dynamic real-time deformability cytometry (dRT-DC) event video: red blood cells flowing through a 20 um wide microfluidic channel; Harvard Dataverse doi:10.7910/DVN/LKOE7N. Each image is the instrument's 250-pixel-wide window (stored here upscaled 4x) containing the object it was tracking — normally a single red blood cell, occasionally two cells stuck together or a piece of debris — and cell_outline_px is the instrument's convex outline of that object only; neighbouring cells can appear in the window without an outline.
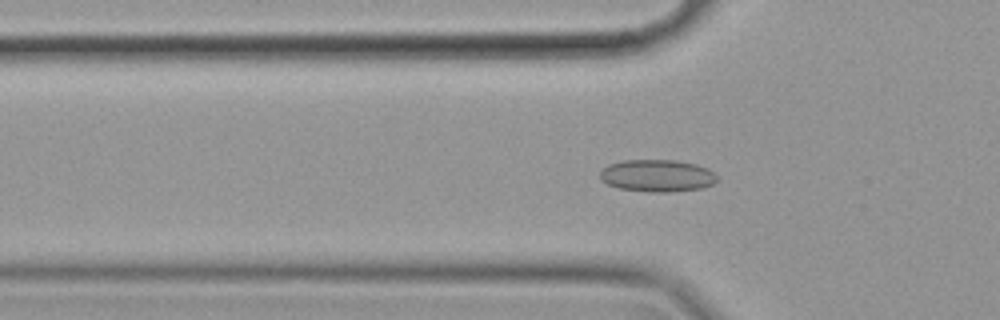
{"species": "common noctule bat (a hibernating species)", "species_latin": "Nyctalus noctula", "temperature_condition": "cold", "stored_images_in_passage": 57, "camera_frame_rate_fps": 3000, "um_per_image_px": 0.085, "animal": {"sex": "female", "body_mass_g": 19.9}, "frame": {"image": 1, "passage_image": 18, "time_ms": 5.667, "image_size_px": [1000, 320], "cell_outline_px": [[716, 180], [712, 184], [700, 188], [668, 192], [648, 192], [620, 188], [608, 184], [600, 180], [600, 172], [608, 164], [624, 160], [676, 160], [696, 164], [708, 168], [716, 176]], "centroid_in_image_um": [55.84, 14.92], "position_along_channel_um": 70.0, "area_um2": 21.85}}
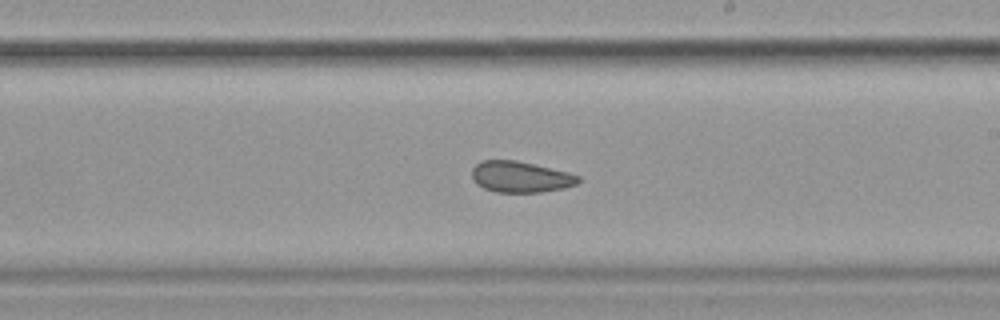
{"frame": {"image": 2, "passage_image": 33, "time_ms": 10.667, "image_size_px": [1000, 320], "cell_outline_px": [[580, 180], [576, 184], [564, 188], [540, 192], [496, 192], [484, 188], [476, 184], [472, 180], [472, 168], [480, 160], [516, 160], [568, 172], [580, 176]], "centroid_in_image_um": [44.21, 15.03], "position_along_channel_um": 244.8, "area_um2": 19.31}}
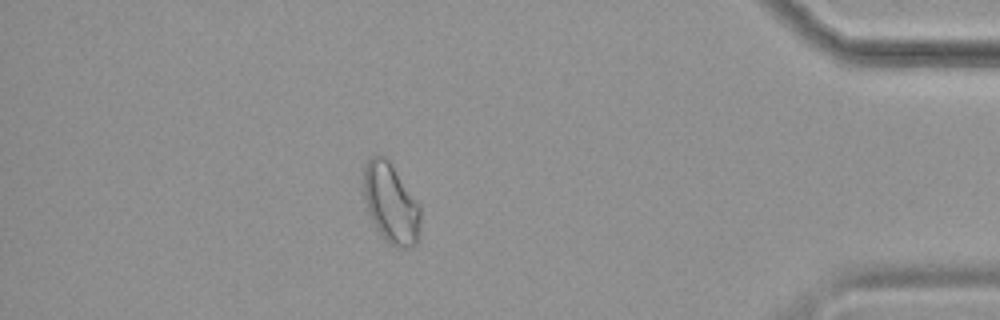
{"frame": {"image": 3, "passage_image": 50, "time_ms": 16.333, "image_size_px": [1000, 320], "cell_outline_px": [[420, 240], [416, 244], [408, 248], [396, 248], [388, 244], [384, 240], [372, 220], [368, 212], [364, 200], [364, 168], [368, 160], [372, 156], [384, 156], [392, 164], [420, 204]], "centroid_in_image_um": [33.26, 17.33], "position_along_channel_um": 401.9, "area_um2": 26.76}, "authors_computed_cell_mechanics": {"area_um2": 21.964, "velocity_mm_per_s": 3.5077, "shape_relaxation_time_tau1_ms": null, "shape_relaxation_time_tau2_ms": 4.5754, "deformation_change_tau1": null, "deformation_change_tau2": 0.0846}}